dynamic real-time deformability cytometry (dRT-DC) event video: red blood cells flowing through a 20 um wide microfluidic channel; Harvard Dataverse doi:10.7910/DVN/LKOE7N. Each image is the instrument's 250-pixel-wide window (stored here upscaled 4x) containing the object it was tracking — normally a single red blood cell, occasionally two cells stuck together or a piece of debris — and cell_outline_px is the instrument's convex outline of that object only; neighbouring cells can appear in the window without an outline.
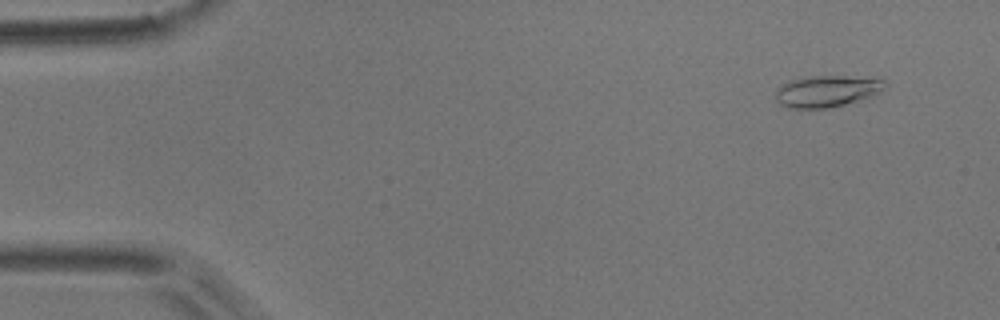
{"species": "common noctule bat (a hibernating species)", "species_latin": "Nyctalus noctula", "temperature_condition": "room temperature", "stored_images_in_passage": 54, "camera_frame_rate_fps": 3000, "um_per_image_px": 0.085, "animal": {"sex": "male", "body_mass_g": 17.9}, "frame": {"image": 1, "passage_image": 4, "time_ms": 1.0, "image_size_px": [1000, 320], "cell_outline_px": [[888, 84], [880, 92], [872, 96], [832, 108], [788, 108], [780, 104], [776, 100], [776, 88], [792, 80], [808, 76], [884, 76]], "centroid_in_image_um": [70.39, 7.73], "position_along_channel_um": 14.6, "area_um2": 20.63}}
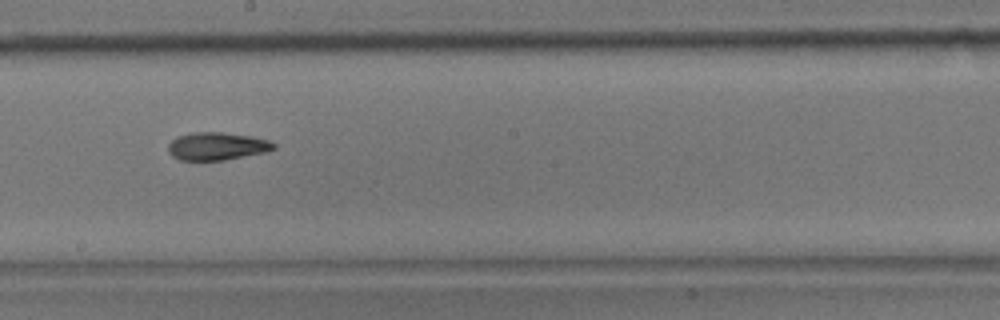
{"frame": {"image": 2, "passage_image": 30, "time_ms": 9.667, "image_size_px": [1000, 320], "cell_outline_px": [[276, 148], [268, 152], [224, 160], [180, 160], [172, 156], [168, 152], [168, 144], [176, 136], [196, 132], [220, 132], [252, 136], [268, 140], [276, 144]], "centroid_in_image_um": [18.45, 12.43], "position_along_channel_um": 229.7, "area_um2": 17.22}}
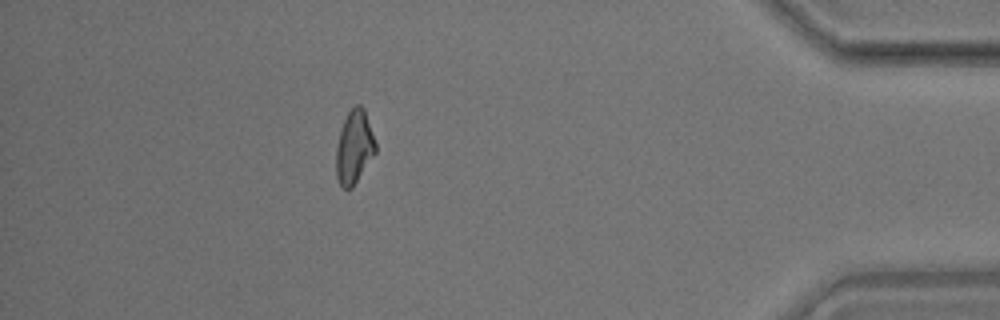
{"frame": {"image": 3, "passage_image": 48, "time_ms": 15.667, "image_size_px": [1000, 320], "cell_outline_px": [[376, 152], [352, 188], [340, 188], [336, 176], [336, 148], [340, 128], [348, 112], [356, 104], [360, 104], [364, 108], [376, 144]], "centroid_in_image_um": [30.09, 12.51], "position_along_channel_um": 405.1, "area_um2": 16.88}, "authors_computed_cell_mechanics": {"area_um2": 17.1666, "velocity_mm_per_s": 3.6947, "shape_relaxation_time_tau1_ms": 4.7297, "shape_relaxation_time_tau2_ms": 4.4791, "deformation_change_tau1": 0.1382, "deformation_change_tau2": 0.1127}}